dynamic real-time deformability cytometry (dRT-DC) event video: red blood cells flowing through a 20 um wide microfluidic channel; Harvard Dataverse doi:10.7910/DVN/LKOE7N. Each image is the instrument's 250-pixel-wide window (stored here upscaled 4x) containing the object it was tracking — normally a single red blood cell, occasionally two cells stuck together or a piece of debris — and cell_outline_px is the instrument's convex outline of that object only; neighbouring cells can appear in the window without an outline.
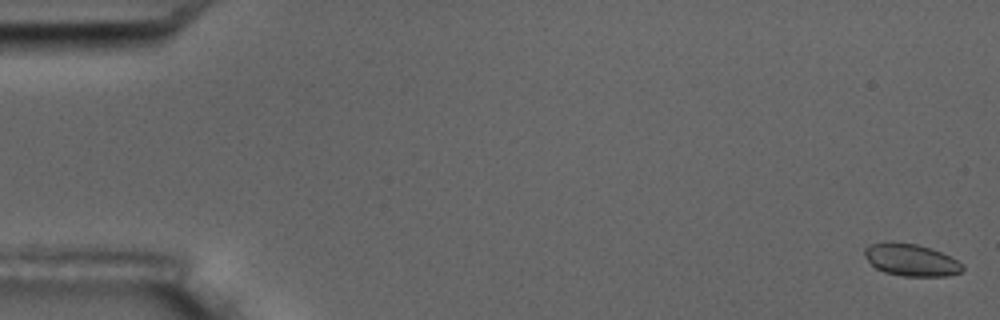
{"species": "common noctule bat (a hibernating species)", "species_latin": "Nyctalus noctula", "temperature_condition": "room temperature", "stored_images_in_passage": 16, "camera_frame_rate_fps": 3000, "um_per_image_px": 0.085, "animal": {"sex": "male", "body_mass_g": 17.5, "forearm_length_mm": 52.3}, "frame": {"image": 1, "passage_image": 1, "time_ms": 0.0, "image_size_px": [1000, 320], "cell_outline_px": [[964, 268], [960, 272], [948, 276], [904, 276], [884, 272], [876, 268], [864, 256], [864, 248], [868, 244], [884, 240], [892, 240], [916, 244], [940, 252], [964, 264]], "centroid_in_image_um": [77.38, 22.07], "position_along_channel_um": 7.6, "area_um2": 18.55}}
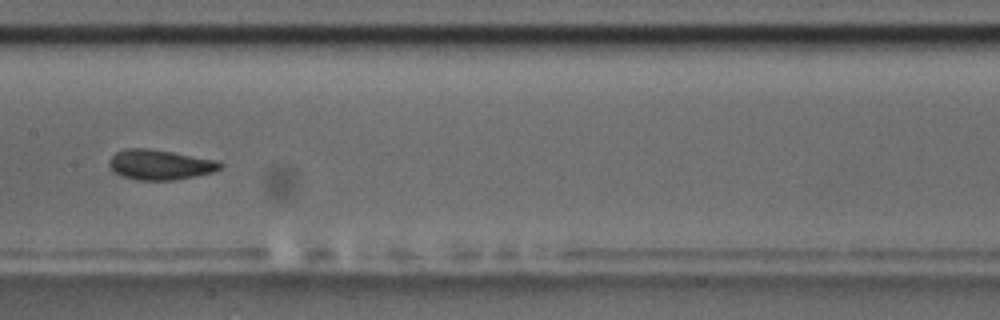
{"frame": {"image": 2, "passage_image": 9, "time_ms": 9.333, "image_size_px": [1000, 320], "cell_outline_px": [[224, 164], [220, 168], [212, 172], [176, 180], [136, 180], [112, 172], [108, 164], [108, 160], [116, 152], [124, 148], [148, 148], [220, 160]], "centroid_in_image_um": [13.59, 13.99], "position_along_channel_um": 193.8, "area_um2": 19.65}}
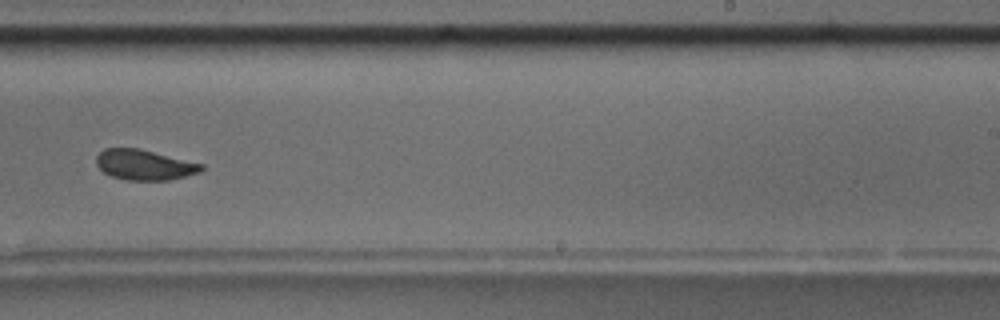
{"frame": {"image": 3, "passage_image": 11, "time_ms": 11.667, "image_size_px": [1000, 320], "cell_outline_px": [[204, 168], [200, 172], [168, 180], [128, 180], [112, 176], [104, 172], [96, 164], [96, 156], [104, 148], [140, 148], [204, 164]], "centroid_in_image_um": [12.28, 14.0], "position_along_channel_um": 276.7, "area_um2": 18.55}, "authors_computed_cell_mechanics": {"area_um2": 19.2185, "velocity_mm_per_s": 3.571, "shape_relaxation_time_tau1_ms": 8.9697, "shape_relaxation_time_tau2_ms": 1.6998, "deformation_change_tau1": 0.1683, "deformation_change_tau2": 0.0621}}